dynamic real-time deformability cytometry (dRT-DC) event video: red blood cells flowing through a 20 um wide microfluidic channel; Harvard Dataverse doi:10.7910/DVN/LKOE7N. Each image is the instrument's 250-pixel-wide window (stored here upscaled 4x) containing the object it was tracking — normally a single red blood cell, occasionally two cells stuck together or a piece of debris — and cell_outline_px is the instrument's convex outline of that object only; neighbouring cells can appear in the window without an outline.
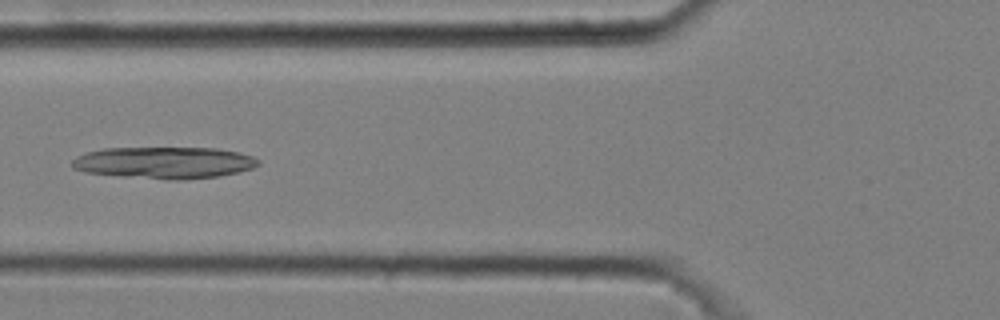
{"species": "common noctule bat (a hibernating species)", "species_latin": "Nyctalus noctula", "temperature_condition": "cold", "stored_images_in_passage": 7, "camera_frame_rate_fps": 3000, "um_per_image_px": 0.085, "animal": {"sex": "male", "body_mass_g": 20.4}, "frame": {"image": 1, "passage_image": 5, "time_ms": 1.333, "image_size_px": [1000, 320], "cell_outline_px": [[260, 164], [252, 168], [240, 172], [220, 176], [184, 180], [168, 180], [120, 176], [84, 172], [72, 168], [72, 160], [76, 156], [88, 152], [104, 148], [216, 148], [240, 152], [252, 156], [260, 160]], "centroid_in_image_um": [13.99, 13.83], "position_along_channel_um": 111.8, "area_um2": 34.8}}
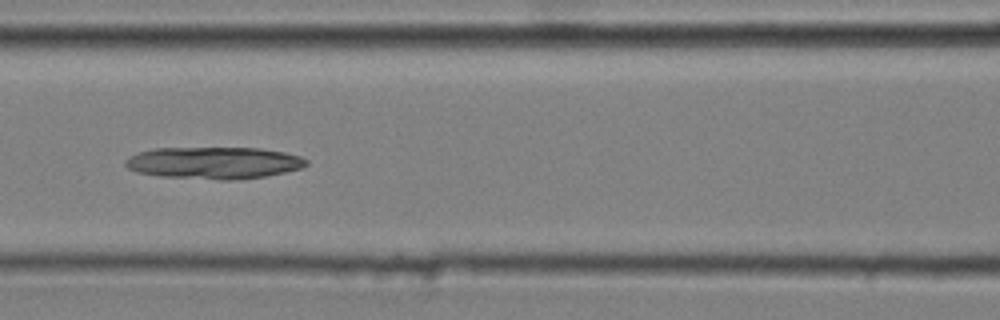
{"frame": {"image": 2, "passage_image": 6, "time_ms": 1.667, "image_size_px": [1000, 320], "cell_outline_px": [[308, 164], [300, 168], [284, 172], [264, 176], [232, 180], [220, 180], [160, 176], [136, 172], [128, 168], [124, 164], [124, 160], [140, 152], [156, 148], [260, 148], [284, 152], [300, 156], [308, 160]], "centroid_in_image_um": [18.18, 13.84], "position_along_channel_um": 148.4, "area_um2": 33.58}}
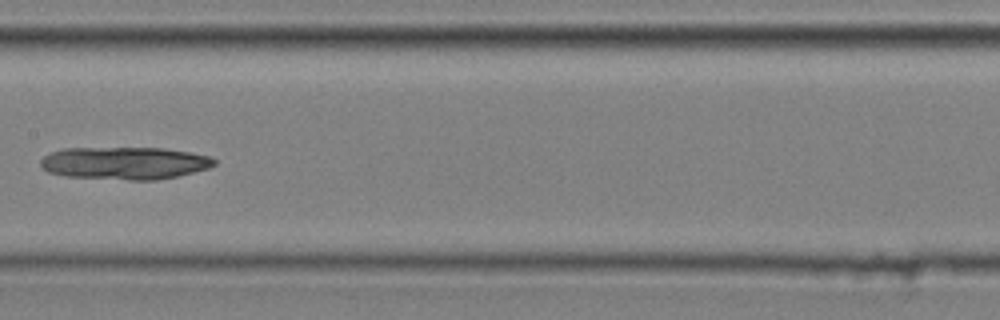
{"frame": {"image": 3, "passage_image": 7, "time_ms": 2.0, "image_size_px": [1000, 320], "cell_outline_px": [[216, 164], [208, 168], [176, 176], [156, 180], [128, 180], [68, 176], [48, 172], [40, 164], [40, 160], [44, 156], [52, 152], [64, 148], [164, 148], [212, 156], [216, 160]], "centroid_in_image_um": [10.61, 13.86], "position_along_channel_um": 196.8, "area_um2": 32.83}}